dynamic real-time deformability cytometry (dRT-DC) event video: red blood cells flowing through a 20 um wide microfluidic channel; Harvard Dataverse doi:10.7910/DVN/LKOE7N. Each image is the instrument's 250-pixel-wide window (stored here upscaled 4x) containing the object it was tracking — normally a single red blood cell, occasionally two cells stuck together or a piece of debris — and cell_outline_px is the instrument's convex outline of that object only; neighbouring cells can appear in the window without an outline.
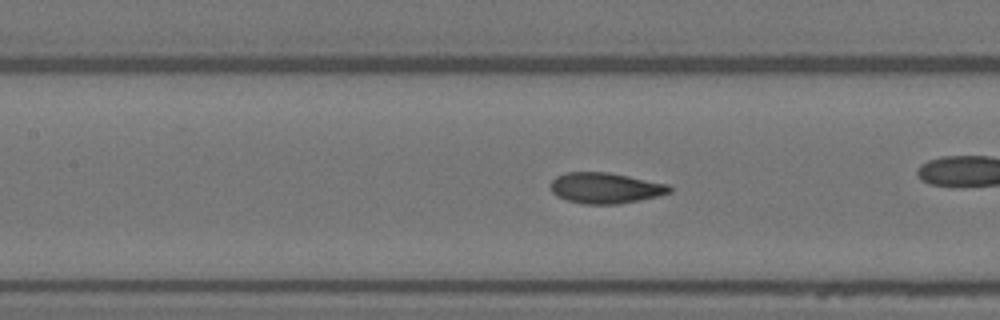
{"species": "Egyptian fruit bat (a non-hibernating species)", "species_latin": "Rousettus aegyptiacus", "temperature_condition": "warm", "stored_images_in_passage": 53, "camera_frame_rate_fps": 3000, "um_per_image_px": 0.085, "animal": {"sex": "female"}, "frame": {"image": 1, "passage_image": 23, "time_ms": 7.333, "image_size_px": [1000, 320], "cell_outline_px": [[672, 192], [640, 200], [616, 204], [584, 204], [568, 200], [556, 196], [552, 192], [548, 184], [556, 176], [568, 172], [608, 172], [668, 184], [672, 188]], "centroid_in_image_um": [51.42, 15.98], "position_along_channel_um": 156.0, "area_um2": 21.33}}
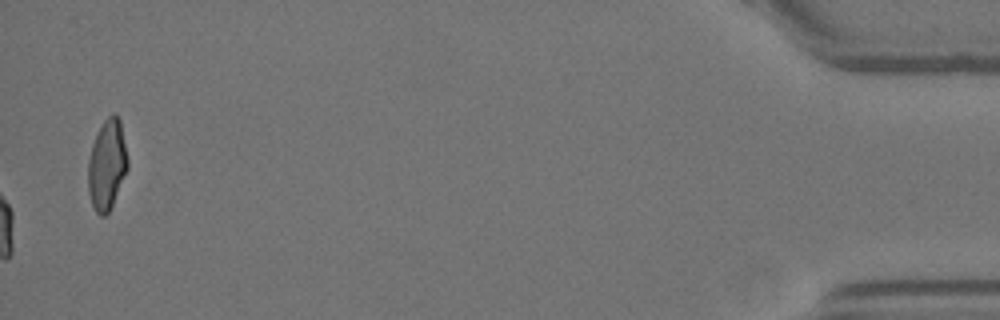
{"frame": {"image": 2, "passage_image": 53, "time_ms": 17.333, "image_size_px": [1000, 320], "cell_outline_px": [[128, 168], [112, 204], [108, 212], [104, 216], [100, 216], [96, 212], [92, 204], [88, 192], [88, 160], [92, 144], [96, 132], [104, 120], [112, 112], [120, 120], [128, 160]], "centroid_in_image_um": [9.08, 13.98], "position_along_channel_um": 426.1, "area_um2": 20.69}, "authors_computed_cell_mechanics": {"area_um2": 21.1548, "velocity_mm_per_s": 3.8788, "shape_relaxation_time_tau1_ms": 5.0356, "shape_relaxation_time_tau2_ms": 1.2268, "deformation_change_tau1": 0.1748, "deformation_change_tau2": 0.0595}}